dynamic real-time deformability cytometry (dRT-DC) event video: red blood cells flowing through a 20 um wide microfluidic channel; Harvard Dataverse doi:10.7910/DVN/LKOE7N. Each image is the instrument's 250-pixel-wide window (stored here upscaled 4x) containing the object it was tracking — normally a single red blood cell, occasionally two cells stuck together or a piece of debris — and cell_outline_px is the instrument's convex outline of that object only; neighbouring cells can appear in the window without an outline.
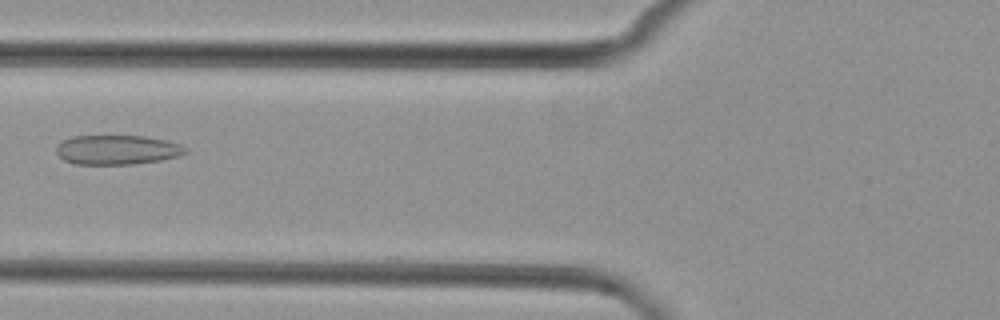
{"species": "common noctule bat (a hibernating species)", "species_latin": "Nyctalus noctula", "temperature_condition": "cold", "stored_images_in_passage": 7, "camera_frame_rate_fps": 3000, "um_per_image_px": 0.085, "animal": {"sex": "female", "body_mass_g": 29.2, "forearm_length_mm": 56.3}, "frame": {"image": 1, "passage_image": 7, "time_ms": 7.0, "image_size_px": [1000, 320], "cell_outline_px": [[188, 152], [180, 156], [160, 160], [132, 164], [76, 164], [64, 160], [56, 152], [56, 148], [64, 140], [72, 136], [144, 136], [164, 140], [180, 144], [188, 148]], "centroid_in_image_um": [9.99, 12.73], "position_along_channel_um": 115.8, "area_um2": 22.08}}